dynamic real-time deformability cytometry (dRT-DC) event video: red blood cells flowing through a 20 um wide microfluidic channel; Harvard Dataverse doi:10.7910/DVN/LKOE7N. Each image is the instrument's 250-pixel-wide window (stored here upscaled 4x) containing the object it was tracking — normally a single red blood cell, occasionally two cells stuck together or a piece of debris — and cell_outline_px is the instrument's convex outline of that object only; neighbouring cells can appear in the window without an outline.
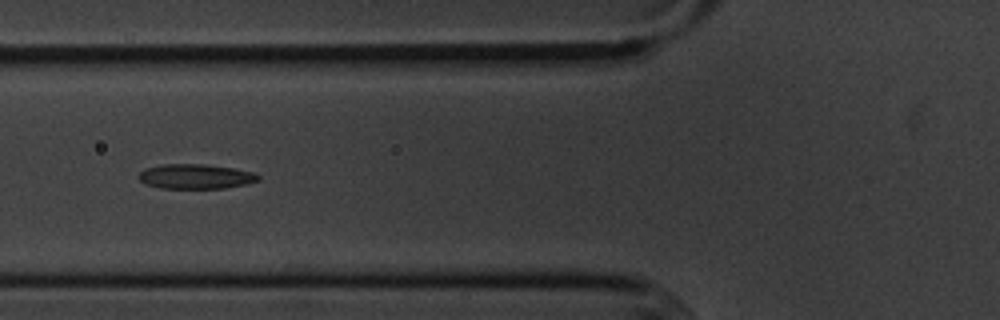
{"species": "common noctule bat (a hibernating species)", "species_latin": "Nyctalus noctula", "temperature_condition": "cold", "stored_images_in_passage": 6, "camera_frame_rate_fps": 3000, "um_per_image_px": 0.085, "animal": {"sex": "male", "body_mass_g": 20.1, "forearm_length_mm": 53.5}, "frame": {"image": 1, "passage_image": 2, "time_ms": 1.0, "image_size_px": [1000, 320], "cell_outline_px": [[260, 180], [244, 184], [224, 188], [160, 188], [148, 184], [140, 180], [136, 176], [144, 168], [160, 164], [204, 164], [236, 168], [252, 172], [260, 176]], "centroid_in_image_um": [16.61, 14.98], "position_along_channel_um": 109.2, "area_um2": 17.28}}
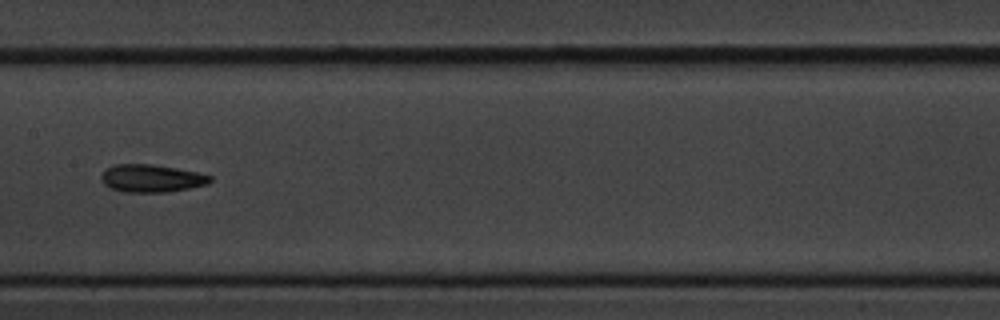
{"frame": {"image": 2, "passage_image": 4, "time_ms": 3.333, "image_size_px": [1000, 320], "cell_outline_px": [[212, 180], [208, 184], [168, 192], [124, 192], [108, 188], [100, 180], [100, 176], [104, 168], [112, 164], [152, 164], [176, 168], [196, 172], [212, 176]], "centroid_in_image_um": [12.81, 15.15], "position_along_channel_um": 194.6, "area_um2": 17.8}}
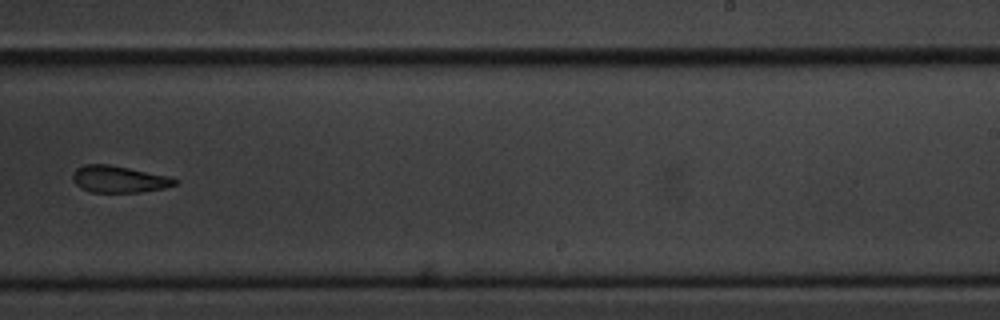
{"frame": {"image": 3, "passage_image": 6, "time_ms": 5.667, "image_size_px": [1000, 320], "cell_outline_px": [[176, 184], [164, 188], [140, 192], [92, 192], [80, 188], [72, 180], [72, 176], [76, 168], [84, 164], [108, 164], [168, 176], [176, 180]], "centroid_in_image_um": [10.05, 15.23], "position_along_channel_um": 278.9, "area_um2": 15.78}}